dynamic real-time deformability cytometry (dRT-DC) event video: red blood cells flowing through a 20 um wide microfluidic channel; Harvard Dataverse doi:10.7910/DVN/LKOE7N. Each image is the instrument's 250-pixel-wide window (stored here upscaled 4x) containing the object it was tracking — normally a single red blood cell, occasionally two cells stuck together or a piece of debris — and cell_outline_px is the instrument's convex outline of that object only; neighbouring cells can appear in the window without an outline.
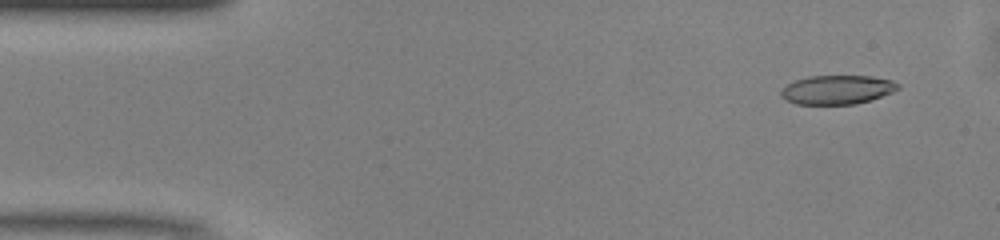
{"species": "common noctule bat (a hibernating species)", "species_latin": "Nyctalus noctula", "temperature_condition": "warm", "stored_images_in_passage": 49, "camera_frame_rate_fps": 3000, "um_per_image_px": 0.085, "animal": {"sex": "male", "body_mass_g": 13.0, "forearm_length_mm": 53.1}, "frame": {"image": 1, "passage_image": 4, "time_ms": 1.0, "image_size_px": [1000, 240], "cell_outline_px": [[900, 88], [892, 92], [856, 104], [796, 104], [780, 96], [780, 92], [788, 84], [796, 80], [808, 76], [872, 76], [892, 80], [900, 84]], "centroid_in_image_um": [71.17, 7.62], "position_along_channel_um": 13.8, "area_um2": 19.59}}
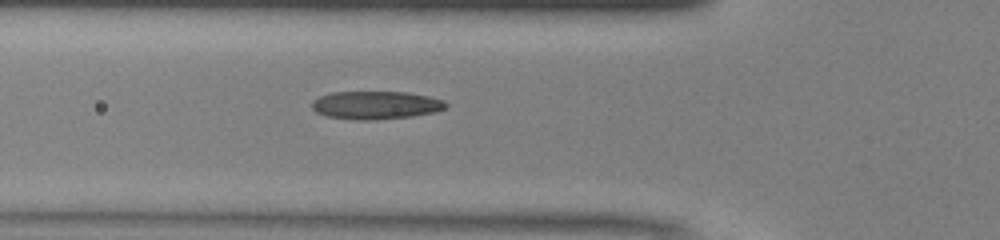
{"frame": {"image": 2, "passage_image": 17, "time_ms": 5.333, "image_size_px": [1000, 240], "cell_outline_px": [[448, 104], [444, 108], [432, 112], [412, 116], [376, 120], [356, 120], [324, 116], [316, 112], [312, 108], [312, 100], [320, 96], [332, 92], [408, 92], [428, 96], [444, 100]], "centroid_in_image_um": [31.9, 8.94], "position_along_channel_um": 93.9, "area_um2": 21.96}}
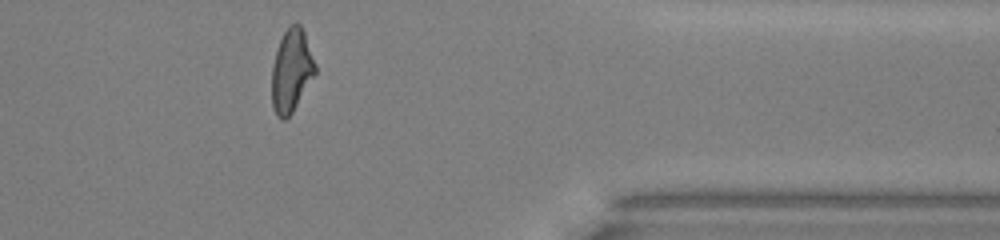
{"frame": {"image": 3, "passage_image": 40, "time_ms": 13.0, "image_size_px": [1000, 240], "cell_outline_px": [[316, 72], [292, 112], [284, 120], [280, 120], [276, 116], [272, 104], [272, 64], [280, 40], [284, 32], [292, 24], [300, 24], [304, 32], [316, 64]], "centroid_in_image_um": [24.76, 6.02], "position_along_channel_um": 386.6, "area_um2": 20.69}, "authors_computed_cell_mechanics": {"area_um2": 21.2704, "velocity_mm_per_s": 4.1321, "shape_relaxation_time_tau1_ms": 7.7115, "shape_relaxation_time_tau2_ms": 1.5477, "deformation_change_tau1": 0.2246, "deformation_change_tau2": 0.0994}}